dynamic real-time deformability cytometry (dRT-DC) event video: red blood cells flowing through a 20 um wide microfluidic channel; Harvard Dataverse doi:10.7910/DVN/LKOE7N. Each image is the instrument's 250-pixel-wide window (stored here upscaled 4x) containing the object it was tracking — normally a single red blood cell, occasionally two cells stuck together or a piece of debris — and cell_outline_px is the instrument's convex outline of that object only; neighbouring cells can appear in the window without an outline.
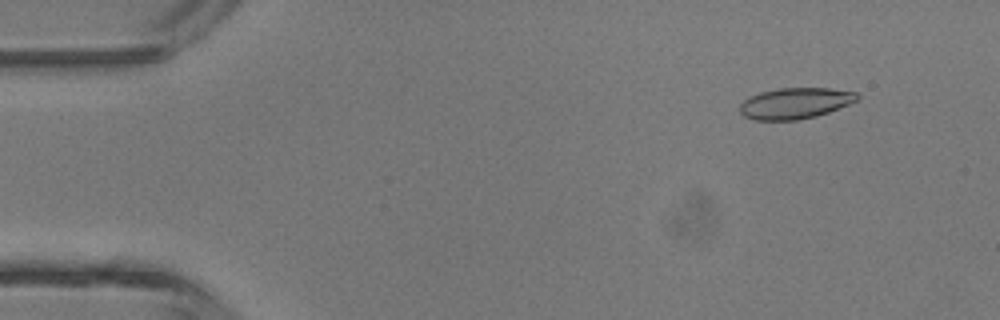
{"species": "common noctule bat (a hibernating species)", "species_latin": "Nyctalus noctula", "temperature_condition": "room temperature", "stored_images_in_passage": 6, "camera_frame_rate_fps": 3000, "um_per_image_px": 0.085, "animal": {"sex": "male", "body_mass_g": 13.3}, "frame": {"image": 1, "passage_image": 2, "time_ms": 1.333, "image_size_px": [1000, 320], "cell_outline_px": [[860, 96], [856, 100], [848, 104], [828, 112], [816, 116], [796, 120], [756, 120], [744, 116], [740, 112], [740, 104], [744, 100], [760, 92], [780, 88], [828, 88], [856, 92]], "centroid_in_image_um": [67.58, 8.77], "position_along_channel_um": 17.4, "area_um2": 20.98}}
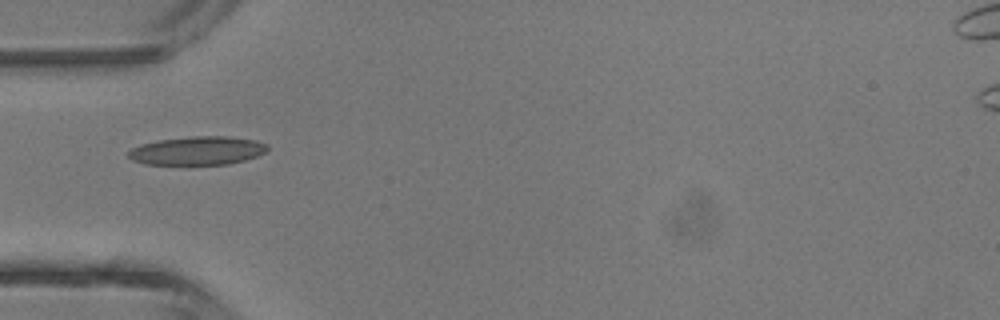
{"frame": {"image": 2, "passage_image": 5, "time_ms": 4.667, "image_size_px": [1000, 320], "cell_outline_px": [[268, 148], [264, 152], [256, 156], [244, 160], [228, 164], [144, 164], [132, 160], [128, 156], [128, 152], [132, 148], [140, 144], [160, 140], [192, 136], [228, 136], [256, 140], [268, 144]], "centroid_in_image_um": [16.78, 12.8], "position_along_channel_um": 68.2, "area_um2": 23.0}}
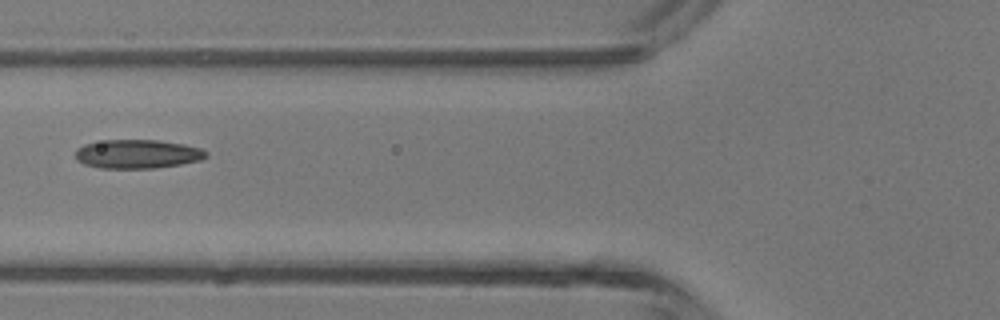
{"frame": {"image": 3, "passage_image": 6, "time_ms": 5.667, "image_size_px": [1000, 320], "cell_outline_px": [[208, 156], [200, 160], [180, 164], [156, 168], [100, 168], [84, 164], [76, 160], [76, 148], [84, 144], [104, 140], [156, 140], [184, 144], [200, 148], [208, 152]], "centroid_in_image_um": [11.67, 13.09], "position_along_channel_um": 114.1, "area_um2": 22.02}}